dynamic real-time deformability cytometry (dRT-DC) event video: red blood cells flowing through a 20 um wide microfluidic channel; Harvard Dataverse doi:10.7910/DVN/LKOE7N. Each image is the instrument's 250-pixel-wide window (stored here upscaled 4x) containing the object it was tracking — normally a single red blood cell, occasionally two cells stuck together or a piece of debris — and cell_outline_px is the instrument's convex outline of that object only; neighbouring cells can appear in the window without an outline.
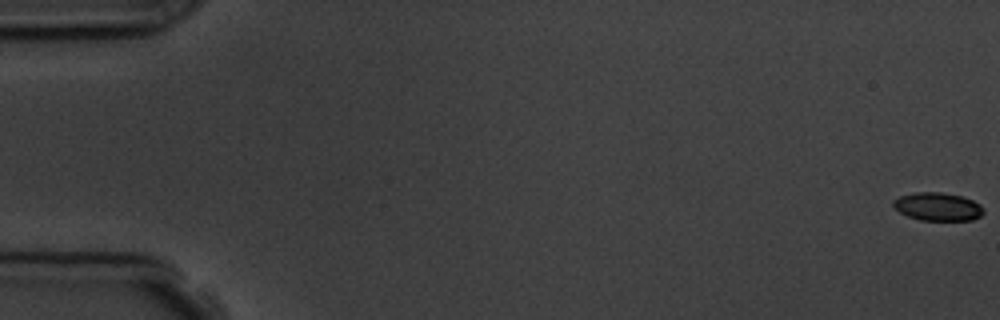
{"species": "common noctule bat (a hibernating species)", "species_latin": "Nyctalus noctula", "temperature_condition": "room temperature", "stored_images_in_passage": 4, "segment_of_instrument_passage": [2, 2], "camera_frame_rate_fps": 3000, "um_per_image_px": 0.085, "animal": {"sex": "male", "body_mass_g": 19.5, "forearm_length_mm": 54.6}, "frame": {"image": 1, "passage_image": 4, "time_ms": 4.667, "image_size_px": [1000, 320], "cell_outline_px": [[984, 212], [980, 216], [972, 220], [920, 220], [908, 216], [900, 212], [892, 204], [892, 200], [900, 196], [916, 192], [940, 192], [960, 196], [972, 200], [980, 204], [984, 208]], "centroid_in_image_um": [79.71, 17.56], "position_along_channel_um": 5.3, "area_um2": 14.74}}